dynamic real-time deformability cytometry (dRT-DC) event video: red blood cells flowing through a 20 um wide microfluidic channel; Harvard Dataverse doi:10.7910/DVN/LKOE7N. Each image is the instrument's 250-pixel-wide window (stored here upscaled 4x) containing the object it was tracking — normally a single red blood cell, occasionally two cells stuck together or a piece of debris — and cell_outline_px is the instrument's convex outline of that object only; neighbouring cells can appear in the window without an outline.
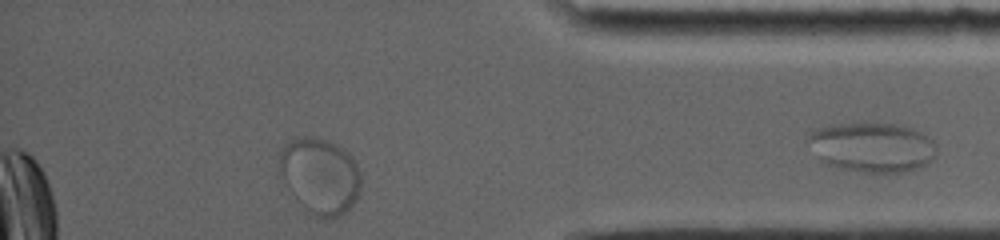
{"species": "common noctule bat (a hibernating species)", "species_latin": "Nyctalus noctula", "temperature_condition": "room temperature", "stored_images_in_passage": 45, "segment_of_instrument_passage": [2, 2], "camera_frame_rate_fps": 5000, "um_per_image_px": 0.085, "animal": {"sex": "female", "body_mass_g": 19.0, "forearm_length_mm": 56.7}, "frame": {"image": 1, "passage_image": 45, "time_ms": 8.8, "image_size_px": [1000, 240], "cell_outline_px": [[932, 156], [928, 164], [920, 168], [908, 172], [864, 172], [836, 168], [824, 164], [820, 156]], "centroid_in_image_um": [74.56, 13.87], "position_along_channel_um": 360.6, "area_um2": 10.81}}